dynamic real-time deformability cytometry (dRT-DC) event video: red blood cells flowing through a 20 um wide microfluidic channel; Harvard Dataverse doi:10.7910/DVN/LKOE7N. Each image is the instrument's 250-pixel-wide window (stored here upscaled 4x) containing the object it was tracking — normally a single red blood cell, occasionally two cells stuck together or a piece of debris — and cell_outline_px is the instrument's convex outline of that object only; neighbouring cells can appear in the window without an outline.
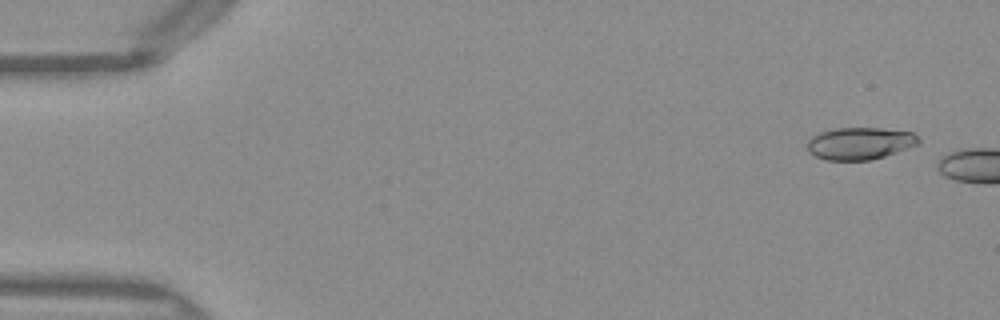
{"species": "Egyptian fruit bat (a non-hibernating species)", "species_latin": "Rousettus aegyptiacus", "temperature_condition": "warm", "stored_images_in_passage": 12, "camera_frame_rate_fps": 3000, "um_per_image_px": 0.085, "frame": {"image": 1, "passage_image": 3, "time_ms": 0.667, "image_size_px": [1000, 320], "cell_outline_px": [[920, 144], [884, 156], [868, 160], [828, 160], [816, 156], [808, 152], [808, 140], [812, 136], [820, 132], [836, 128], [880, 128], [912, 132], [920, 140]], "centroid_in_image_um": [73.09, 12.18], "position_along_channel_um": 11.9, "area_um2": 20.75}}